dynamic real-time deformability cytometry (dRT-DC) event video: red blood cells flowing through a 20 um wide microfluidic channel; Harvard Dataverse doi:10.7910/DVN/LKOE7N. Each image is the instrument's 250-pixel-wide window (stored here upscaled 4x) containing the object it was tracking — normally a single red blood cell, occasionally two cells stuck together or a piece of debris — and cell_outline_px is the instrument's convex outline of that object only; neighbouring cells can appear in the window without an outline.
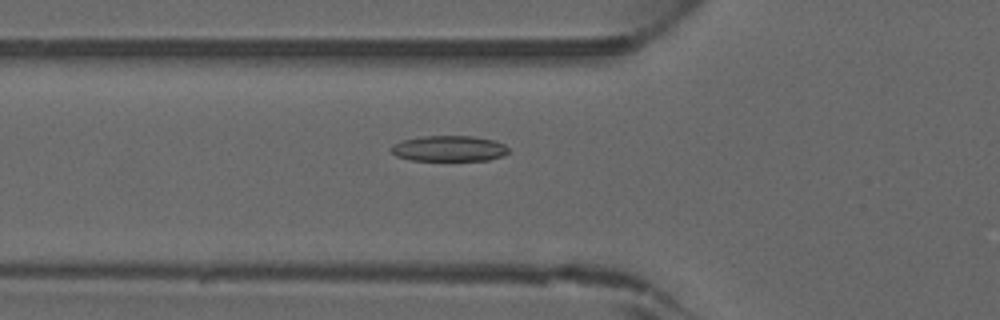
{"species": "common noctule bat (a hibernating species)", "species_latin": "Nyctalus noctula", "temperature_condition": "warm", "stored_images_in_passage": 33, "camera_frame_rate_fps": 3000, "um_per_image_px": 0.085, "animal": {"sex": "male", "forearm_length_mm": 52.5}, "frame": {"image": 1, "passage_image": 4, "time_ms": 1.0, "image_size_px": [1000, 320], "cell_outline_px": [[508, 152], [504, 156], [488, 160], [412, 160], [396, 156], [388, 148], [392, 144], [404, 140], [424, 136], [472, 136], [492, 140], [504, 144], [508, 148]], "centroid_in_image_um": [38.15, 12.63], "position_along_channel_um": 87.6, "area_um2": 17.51}}
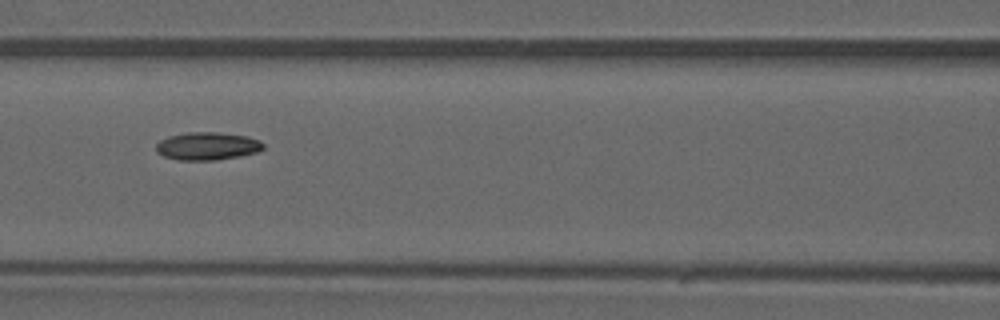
{"frame": {"image": 2, "passage_image": 8, "time_ms": 2.333, "image_size_px": [1000, 320], "cell_outline_px": [[264, 148], [256, 152], [240, 156], [216, 160], [176, 160], [164, 156], [156, 152], [156, 144], [160, 140], [168, 136], [188, 132], [216, 132], [248, 136], [260, 140], [264, 144]], "centroid_in_image_um": [17.61, 12.42], "position_along_channel_um": 149.0, "area_um2": 17.51}}
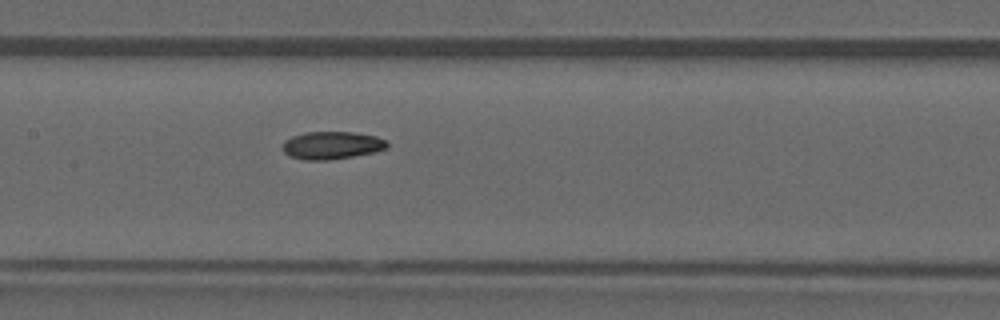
{"frame": {"image": 3, "passage_image": 10, "time_ms": 3.0, "image_size_px": [1000, 320], "cell_outline_px": [[388, 148], [372, 152], [352, 156], [328, 160], [304, 160], [288, 156], [284, 152], [284, 140], [292, 136], [304, 132], [352, 132], [376, 136], [388, 140]], "centroid_in_image_um": [28.2, 12.34], "position_along_channel_um": 179.2, "area_um2": 16.88}}